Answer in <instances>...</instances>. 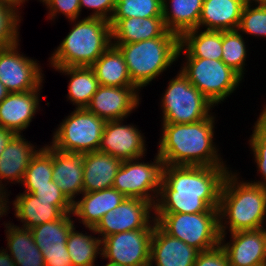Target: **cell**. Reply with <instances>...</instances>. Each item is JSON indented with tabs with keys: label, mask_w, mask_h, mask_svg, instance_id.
I'll return each mask as SVG.
<instances>
[{
	"label": "cell",
	"mask_w": 266,
	"mask_h": 266,
	"mask_svg": "<svg viewBox=\"0 0 266 266\" xmlns=\"http://www.w3.org/2000/svg\"><path fill=\"white\" fill-rule=\"evenodd\" d=\"M227 166L164 165L155 213L219 212Z\"/></svg>",
	"instance_id": "cell-1"
},
{
	"label": "cell",
	"mask_w": 266,
	"mask_h": 266,
	"mask_svg": "<svg viewBox=\"0 0 266 266\" xmlns=\"http://www.w3.org/2000/svg\"><path fill=\"white\" fill-rule=\"evenodd\" d=\"M215 119L187 124L161 123L157 154L164 165L228 166L215 144ZM217 146V147H216Z\"/></svg>",
	"instance_id": "cell-2"
},
{
	"label": "cell",
	"mask_w": 266,
	"mask_h": 266,
	"mask_svg": "<svg viewBox=\"0 0 266 266\" xmlns=\"http://www.w3.org/2000/svg\"><path fill=\"white\" fill-rule=\"evenodd\" d=\"M237 172L230 170L222 184L218 208L221 236L266 227V186L240 180Z\"/></svg>",
	"instance_id": "cell-3"
},
{
	"label": "cell",
	"mask_w": 266,
	"mask_h": 266,
	"mask_svg": "<svg viewBox=\"0 0 266 266\" xmlns=\"http://www.w3.org/2000/svg\"><path fill=\"white\" fill-rule=\"evenodd\" d=\"M69 23H74L73 27L51 53L49 65L91 67L112 45L111 25L105 19L93 17L69 20Z\"/></svg>",
	"instance_id": "cell-4"
},
{
	"label": "cell",
	"mask_w": 266,
	"mask_h": 266,
	"mask_svg": "<svg viewBox=\"0 0 266 266\" xmlns=\"http://www.w3.org/2000/svg\"><path fill=\"white\" fill-rule=\"evenodd\" d=\"M112 45L123 54L132 82L143 90L178 61L180 37L167 30L161 37Z\"/></svg>",
	"instance_id": "cell-5"
},
{
	"label": "cell",
	"mask_w": 266,
	"mask_h": 266,
	"mask_svg": "<svg viewBox=\"0 0 266 266\" xmlns=\"http://www.w3.org/2000/svg\"><path fill=\"white\" fill-rule=\"evenodd\" d=\"M161 95V123H194L215 113L212 112L215 105L180 70L168 81L166 90Z\"/></svg>",
	"instance_id": "cell-6"
},
{
	"label": "cell",
	"mask_w": 266,
	"mask_h": 266,
	"mask_svg": "<svg viewBox=\"0 0 266 266\" xmlns=\"http://www.w3.org/2000/svg\"><path fill=\"white\" fill-rule=\"evenodd\" d=\"M155 220L167 234L199 252L220 245L219 212L155 213Z\"/></svg>",
	"instance_id": "cell-7"
},
{
	"label": "cell",
	"mask_w": 266,
	"mask_h": 266,
	"mask_svg": "<svg viewBox=\"0 0 266 266\" xmlns=\"http://www.w3.org/2000/svg\"><path fill=\"white\" fill-rule=\"evenodd\" d=\"M180 71L215 106L226 102L243 78L222 60L185 58ZM226 99V100H225Z\"/></svg>",
	"instance_id": "cell-8"
},
{
	"label": "cell",
	"mask_w": 266,
	"mask_h": 266,
	"mask_svg": "<svg viewBox=\"0 0 266 266\" xmlns=\"http://www.w3.org/2000/svg\"><path fill=\"white\" fill-rule=\"evenodd\" d=\"M106 121L86 108L75 109L53 132L51 147L65 153L98 151Z\"/></svg>",
	"instance_id": "cell-9"
},
{
	"label": "cell",
	"mask_w": 266,
	"mask_h": 266,
	"mask_svg": "<svg viewBox=\"0 0 266 266\" xmlns=\"http://www.w3.org/2000/svg\"><path fill=\"white\" fill-rule=\"evenodd\" d=\"M142 158L123 160L112 187L126 198L143 199L155 206L164 164L157 153L153 162H145Z\"/></svg>",
	"instance_id": "cell-10"
},
{
	"label": "cell",
	"mask_w": 266,
	"mask_h": 266,
	"mask_svg": "<svg viewBox=\"0 0 266 266\" xmlns=\"http://www.w3.org/2000/svg\"><path fill=\"white\" fill-rule=\"evenodd\" d=\"M19 45L0 48V82L9 93L42 90L45 75L41 64L20 52Z\"/></svg>",
	"instance_id": "cell-11"
},
{
	"label": "cell",
	"mask_w": 266,
	"mask_h": 266,
	"mask_svg": "<svg viewBox=\"0 0 266 266\" xmlns=\"http://www.w3.org/2000/svg\"><path fill=\"white\" fill-rule=\"evenodd\" d=\"M154 229H137L111 234L101 240V259L121 266H146Z\"/></svg>",
	"instance_id": "cell-12"
},
{
	"label": "cell",
	"mask_w": 266,
	"mask_h": 266,
	"mask_svg": "<svg viewBox=\"0 0 266 266\" xmlns=\"http://www.w3.org/2000/svg\"><path fill=\"white\" fill-rule=\"evenodd\" d=\"M155 223V208L151 202L125 198L116 208L107 212L94 229L102 240L125 231L154 229Z\"/></svg>",
	"instance_id": "cell-13"
},
{
	"label": "cell",
	"mask_w": 266,
	"mask_h": 266,
	"mask_svg": "<svg viewBox=\"0 0 266 266\" xmlns=\"http://www.w3.org/2000/svg\"><path fill=\"white\" fill-rule=\"evenodd\" d=\"M73 213L31 228L34 242L41 250L45 266H73L67 250V238L75 226Z\"/></svg>",
	"instance_id": "cell-14"
},
{
	"label": "cell",
	"mask_w": 266,
	"mask_h": 266,
	"mask_svg": "<svg viewBox=\"0 0 266 266\" xmlns=\"http://www.w3.org/2000/svg\"><path fill=\"white\" fill-rule=\"evenodd\" d=\"M124 119L106 121L98 151L123 160L144 157L147 153L146 137L132 123Z\"/></svg>",
	"instance_id": "cell-15"
},
{
	"label": "cell",
	"mask_w": 266,
	"mask_h": 266,
	"mask_svg": "<svg viewBox=\"0 0 266 266\" xmlns=\"http://www.w3.org/2000/svg\"><path fill=\"white\" fill-rule=\"evenodd\" d=\"M137 86L114 87L99 85L86 109L104 119H125L141 104Z\"/></svg>",
	"instance_id": "cell-16"
},
{
	"label": "cell",
	"mask_w": 266,
	"mask_h": 266,
	"mask_svg": "<svg viewBox=\"0 0 266 266\" xmlns=\"http://www.w3.org/2000/svg\"><path fill=\"white\" fill-rule=\"evenodd\" d=\"M221 236L220 245L230 266H266V228L243 230Z\"/></svg>",
	"instance_id": "cell-17"
},
{
	"label": "cell",
	"mask_w": 266,
	"mask_h": 266,
	"mask_svg": "<svg viewBox=\"0 0 266 266\" xmlns=\"http://www.w3.org/2000/svg\"><path fill=\"white\" fill-rule=\"evenodd\" d=\"M42 90L13 92L0 102V126L22 134L40 111Z\"/></svg>",
	"instance_id": "cell-18"
},
{
	"label": "cell",
	"mask_w": 266,
	"mask_h": 266,
	"mask_svg": "<svg viewBox=\"0 0 266 266\" xmlns=\"http://www.w3.org/2000/svg\"><path fill=\"white\" fill-rule=\"evenodd\" d=\"M199 251L167 234L155 223L150 244L151 266H194Z\"/></svg>",
	"instance_id": "cell-19"
},
{
	"label": "cell",
	"mask_w": 266,
	"mask_h": 266,
	"mask_svg": "<svg viewBox=\"0 0 266 266\" xmlns=\"http://www.w3.org/2000/svg\"><path fill=\"white\" fill-rule=\"evenodd\" d=\"M26 140V137L24 138L22 134H16L1 153L0 191L2 192L7 194L11 193V191L8 192L7 190L8 182L12 184L19 183L20 185L32 157L40 149L38 146Z\"/></svg>",
	"instance_id": "cell-20"
},
{
	"label": "cell",
	"mask_w": 266,
	"mask_h": 266,
	"mask_svg": "<svg viewBox=\"0 0 266 266\" xmlns=\"http://www.w3.org/2000/svg\"><path fill=\"white\" fill-rule=\"evenodd\" d=\"M126 197L115 188H107L95 192H83L73 202V216L84 227L95 228L102 217L116 208Z\"/></svg>",
	"instance_id": "cell-21"
},
{
	"label": "cell",
	"mask_w": 266,
	"mask_h": 266,
	"mask_svg": "<svg viewBox=\"0 0 266 266\" xmlns=\"http://www.w3.org/2000/svg\"><path fill=\"white\" fill-rule=\"evenodd\" d=\"M83 168V154L53 148V181L72 203L83 193Z\"/></svg>",
	"instance_id": "cell-22"
},
{
	"label": "cell",
	"mask_w": 266,
	"mask_h": 266,
	"mask_svg": "<svg viewBox=\"0 0 266 266\" xmlns=\"http://www.w3.org/2000/svg\"><path fill=\"white\" fill-rule=\"evenodd\" d=\"M83 161V192H95L113 186L122 163L120 158L95 151L84 153Z\"/></svg>",
	"instance_id": "cell-23"
},
{
	"label": "cell",
	"mask_w": 266,
	"mask_h": 266,
	"mask_svg": "<svg viewBox=\"0 0 266 266\" xmlns=\"http://www.w3.org/2000/svg\"><path fill=\"white\" fill-rule=\"evenodd\" d=\"M112 44H127L161 37L166 31L163 17L110 19Z\"/></svg>",
	"instance_id": "cell-24"
},
{
	"label": "cell",
	"mask_w": 266,
	"mask_h": 266,
	"mask_svg": "<svg viewBox=\"0 0 266 266\" xmlns=\"http://www.w3.org/2000/svg\"><path fill=\"white\" fill-rule=\"evenodd\" d=\"M244 5L243 0H203L199 29L237 30Z\"/></svg>",
	"instance_id": "cell-25"
},
{
	"label": "cell",
	"mask_w": 266,
	"mask_h": 266,
	"mask_svg": "<svg viewBox=\"0 0 266 266\" xmlns=\"http://www.w3.org/2000/svg\"><path fill=\"white\" fill-rule=\"evenodd\" d=\"M6 228V251L16 266H45L41 250L34 242L30 229H26L12 222H3ZM9 251V252H8Z\"/></svg>",
	"instance_id": "cell-26"
},
{
	"label": "cell",
	"mask_w": 266,
	"mask_h": 266,
	"mask_svg": "<svg viewBox=\"0 0 266 266\" xmlns=\"http://www.w3.org/2000/svg\"><path fill=\"white\" fill-rule=\"evenodd\" d=\"M12 202L15 217L22 222L20 226L26 229L60 219L64 215L52 201L39 200L32 193H19Z\"/></svg>",
	"instance_id": "cell-27"
},
{
	"label": "cell",
	"mask_w": 266,
	"mask_h": 266,
	"mask_svg": "<svg viewBox=\"0 0 266 266\" xmlns=\"http://www.w3.org/2000/svg\"><path fill=\"white\" fill-rule=\"evenodd\" d=\"M203 0H162V17L166 29L181 37L199 28Z\"/></svg>",
	"instance_id": "cell-28"
},
{
	"label": "cell",
	"mask_w": 266,
	"mask_h": 266,
	"mask_svg": "<svg viewBox=\"0 0 266 266\" xmlns=\"http://www.w3.org/2000/svg\"><path fill=\"white\" fill-rule=\"evenodd\" d=\"M182 55L184 58L222 60V31L196 28L185 32L180 37L178 59Z\"/></svg>",
	"instance_id": "cell-29"
},
{
	"label": "cell",
	"mask_w": 266,
	"mask_h": 266,
	"mask_svg": "<svg viewBox=\"0 0 266 266\" xmlns=\"http://www.w3.org/2000/svg\"><path fill=\"white\" fill-rule=\"evenodd\" d=\"M52 68L70 79L67 89V101L72 102V105H75V109L86 108L99 87L93 68L84 66Z\"/></svg>",
	"instance_id": "cell-30"
},
{
	"label": "cell",
	"mask_w": 266,
	"mask_h": 266,
	"mask_svg": "<svg viewBox=\"0 0 266 266\" xmlns=\"http://www.w3.org/2000/svg\"><path fill=\"white\" fill-rule=\"evenodd\" d=\"M99 85L114 87L136 86L129 75L123 54L111 45L91 66Z\"/></svg>",
	"instance_id": "cell-31"
},
{
	"label": "cell",
	"mask_w": 266,
	"mask_h": 266,
	"mask_svg": "<svg viewBox=\"0 0 266 266\" xmlns=\"http://www.w3.org/2000/svg\"><path fill=\"white\" fill-rule=\"evenodd\" d=\"M74 226L68 234L67 250L73 266H91L97 261V256L101 253V238L96 237L94 228L86 227L91 234L82 233ZM93 234V235H92ZM96 234V235H95Z\"/></svg>",
	"instance_id": "cell-32"
},
{
	"label": "cell",
	"mask_w": 266,
	"mask_h": 266,
	"mask_svg": "<svg viewBox=\"0 0 266 266\" xmlns=\"http://www.w3.org/2000/svg\"><path fill=\"white\" fill-rule=\"evenodd\" d=\"M243 37L238 29L222 31V61L244 79L248 49Z\"/></svg>",
	"instance_id": "cell-33"
},
{
	"label": "cell",
	"mask_w": 266,
	"mask_h": 266,
	"mask_svg": "<svg viewBox=\"0 0 266 266\" xmlns=\"http://www.w3.org/2000/svg\"><path fill=\"white\" fill-rule=\"evenodd\" d=\"M52 171L53 147L45 144L32 157L20 184L21 186L49 185L53 180Z\"/></svg>",
	"instance_id": "cell-34"
},
{
	"label": "cell",
	"mask_w": 266,
	"mask_h": 266,
	"mask_svg": "<svg viewBox=\"0 0 266 266\" xmlns=\"http://www.w3.org/2000/svg\"><path fill=\"white\" fill-rule=\"evenodd\" d=\"M162 17V0H116L111 19Z\"/></svg>",
	"instance_id": "cell-35"
},
{
	"label": "cell",
	"mask_w": 266,
	"mask_h": 266,
	"mask_svg": "<svg viewBox=\"0 0 266 266\" xmlns=\"http://www.w3.org/2000/svg\"><path fill=\"white\" fill-rule=\"evenodd\" d=\"M238 30L245 36L266 38V5L245 4Z\"/></svg>",
	"instance_id": "cell-36"
},
{
	"label": "cell",
	"mask_w": 266,
	"mask_h": 266,
	"mask_svg": "<svg viewBox=\"0 0 266 266\" xmlns=\"http://www.w3.org/2000/svg\"><path fill=\"white\" fill-rule=\"evenodd\" d=\"M22 16L13 7L0 3V48L13 46L19 41Z\"/></svg>",
	"instance_id": "cell-37"
},
{
	"label": "cell",
	"mask_w": 266,
	"mask_h": 266,
	"mask_svg": "<svg viewBox=\"0 0 266 266\" xmlns=\"http://www.w3.org/2000/svg\"><path fill=\"white\" fill-rule=\"evenodd\" d=\"M23 192L32 193L39 200L52 201L64 214L72 213L73 203L66 197V195L56 185L55 181L49 182V185L43 186H24Z\"/></svg>",
	"instance_id": "cell-38"
},
{
	"label": "cell",
	"mask_w": 266,
	"mask_h": 266,
	"mask_svg": "<svg viewBox=\"0 0 266 266\" xmlns=\"http://www.w3.org/2000/svg\"><path fill=\"white\" fill-rule=\"evenodd\" d=\"M261 180L250 181L254 184L266 186V134L254 123L253 131L248 139ZM263 178V179H262Z\"/></svg>",
	"instance_id": "cell-39"
},
{
	"label": "cell",
	"mask_w": 266,
	"mask_h": 266,
	"mask_svg": "<svg viewBox=\"0 0 266 266\" xmlns=\"http://www.w3.org/2000/svg\"><path fill=\"white\" fill-rule=\"evenodd\" d=\"M44 5L48 10L47 20L53 22L59 14H63L68 21L79 19L82 14L79 0H48Z\"/></svg>",
	"instance_id": "cell-40"
},
{
	"label": "cell",
	"mask_w": 266,
	"mask_h": 266,
	"mask_svg": "<svg viewBox=\"0 0 266 266\" xmlns=\"http://www.w3.org/2000/svg\"><path fill=\"white\" fill-rule=\"evenodd\" d=\"M79 3L81 12L83 8L93 11L87 17L102 18L107 21H110L116 6V0H79Z\"/></svg>",
	"instance_id": "cell-41"
},
{
	"label": "cell",
	"mask_w": 266,
	"mask_h": 266,
	"mask_svg": "<svg viewBox=\"0 0 266 266\" xmlns=\"http://www.w3.org/2000/svg\"><path fill=\"white\" fill-rule=\"evenodd\" d=\"M194 266H230L227 254L221 245L198 253Z\"/></svg>",
	"instance_id": "cell-42"
},
{
	"label": "cell",
	"mask_w": 266,
	"mask_h": 266,
	"mask_svg": "<svg viewBox=\"0 0 266 266\" xmlns=\"http://www.w3.org/2000/svg\"><path fill=\"white\" fill-rule=\"evenodd\" d=\"M16 134L10 129L0 126V156L7 144Z\"/></svg>",
	"instance_id": "cell-43"
},
{
	"label": "cell",
	"mask_w": 266,
	"mask_h": 266,
	"mask_svg": "<svg viewBox=\"0 0 266 266\" xmlns=\"http://www.w3.org/2000/svg\"><path fill=\"white\" fill-rule=\"evenodd\" d=\"M8 196H10V194L0 191V218L7 215L9 209H11L9 204L12 202L9 201L10 197Z\"/></svg>",
	"instance_id": "cell-44"
},
{
	"label": "cell",
	"mask_w": 266,
	"mask_h": 266,
	"mask_svg": "<svg viewBox=\"0 0 266 266\" xmlns=\"http://www.w3.org/2000/svg\"><path fill=\"white\" fill-rule=\"evenodd\" d=\"M0 266H16L5 248L0 249Z\"/></svg>",
	"instance_id": "cell-45"
},
{
	"label": "cell",
	"mask_w": 266,
	"mask_h": 266,
	"mask_svg": "<svg viewBox=\"0 0 266 266\" xmlns=\"http://www.w3.org/2000/svg\"><path fill=\"white\" fill-rule=\"evenodd\" d=\"M259 117H257V121L255 124L266 134V105L261 109Z\"/></svg>",
	"instance_id": "cell-46"
},
{
	"label": "cell",
	"mask_w": 266,
	"mask_h": 266,
	"mask_svg": "<svg viewBox=\"0 0 266 266\" xmlns=\"http://www.w3.org/2000/svg\"><path fill=\"white\" fill-rule=\"evenodd\" d=\"M0 3L15 8L21 14L20 9L24 7L23 5L26 4V0H0Z\"/></svg>",
	"instance_id": "cell-47"
},
{
	"label": "cell",
	"mask_w": 266,
	"mask_h": 266,
	"mask_svg": "<svg viewBox=\"0 0 266 266\" xmlns=\"http://www.w3.org/2000/svg\"><path fill=\"white\" fill-rule=\"evenodd\" d=\"M244 4L250 5H266V0H243Z\"/></svg>",
	"instance_id": "cell-48"
},
{
	"label": "cell",
	"mask_w": 266,
	"mask_h": 266,
	"mask_svg": "<svg viewBox=\"0 0 266 266\" xmlns=\"http://www.w3.org/2000/svg\"><path fill=\"white\" fill-rule=\"evenodd\" d=\"M5 86L0 82V102L8 95Z\"/></svg>",
	"instance_id": "cell-49"
},
{
	"label": "cell",
	"mask_w": 266,
	"mask_h": 266,
	"mask_svg": "<svg viewBox=\"0 0 266 266\" xmlns=\"http://www.w3.org/2000/svg\"><path fill=\"white\" fill-rule=\"evenodd\" d=\"M104 266H121V265L108 261Z\"/></svg>",
	"instance_id": "cell-50"
},
{
	"label": "cell",
	"mask_w": 266,
	"mask_h": 266,
	"mask_svg": "<svg viewBox=\"0 0 266 266\" xmlns=\"http://www.w3.org/2000/svg\"><path fill=\"white\" fill-rule=\"evenodd\" d=\"M26 1H28V0H26ZM38 1H40L44 5L48 0H38Z\"/></svg>",
	"instance_id": "cell-51"
}]
</instances>
